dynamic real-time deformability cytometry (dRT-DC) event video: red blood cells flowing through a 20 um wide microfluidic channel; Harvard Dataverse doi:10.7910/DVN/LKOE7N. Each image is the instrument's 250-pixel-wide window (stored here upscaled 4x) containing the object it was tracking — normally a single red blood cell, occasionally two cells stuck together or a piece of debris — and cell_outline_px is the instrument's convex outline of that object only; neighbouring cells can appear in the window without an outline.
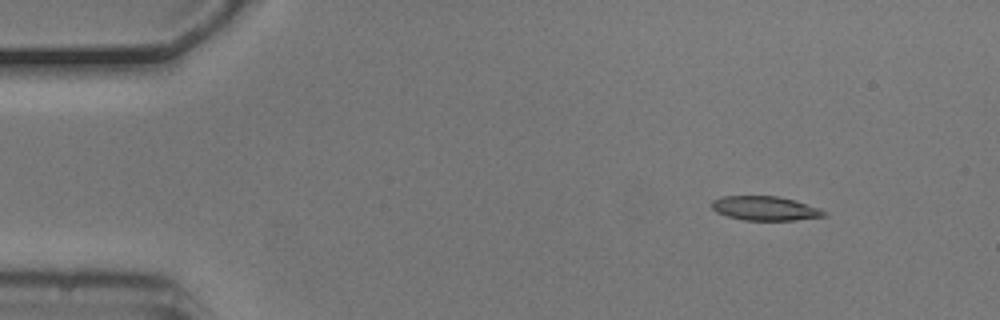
{"species": "common noctule bat (a hibernating species)", "species_latin": "Nyctalus noctula", "temperature_condition": "cold", "stored_images_in_passage": 5, "camera_frame_rate_fps": 3000, "um_per_image_px": 0.085, "animal": {"sex": "male", "body_mass_g": 20.5, "forearm_length_mm": 52.5}, "frame": {"image": 1, "passage_image": 2, "time_ms": 0.333, "image_size_px": [1000, 320], "cell_outline_px": [[828, 216], [796, 220], [744, 220], [728, 216], [716, 212], [712, 208], [712, 200], [720, 196], [776, 196], [796, 200], [820, 208], [828, 212]], "centroid_in_image_um": [65.08, 17.71], "position_along_channel_um": 19.9, "area_um2": 16.01}}
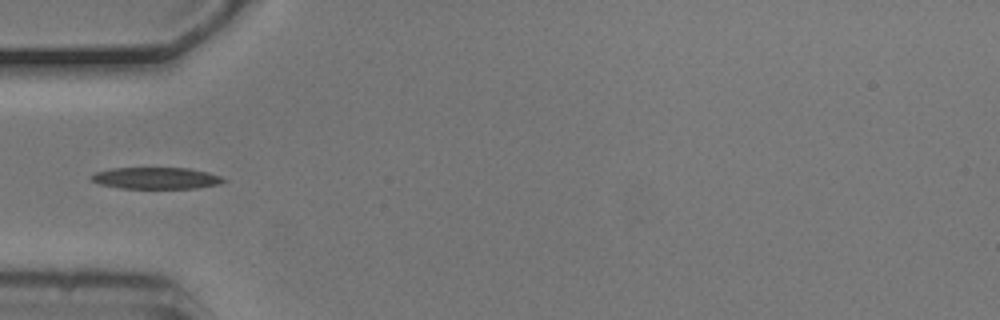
{"frame": {"image": 2, "passage_image": 5, "time_ms": 1.333, "image_size_px": [1000, 320], "cell_outline_px": [[228, 180], [220, 184], [196, 188], [120, 188], [100, 184], [92, 180], [88, 176], [96, 172], [112, 168], [188, 168], [208, 172], [220, 176]], "centroid_in_image_um": [13.28, 15.14], "position_along_channel_um": 71.7, "area_um2": 16.65}}